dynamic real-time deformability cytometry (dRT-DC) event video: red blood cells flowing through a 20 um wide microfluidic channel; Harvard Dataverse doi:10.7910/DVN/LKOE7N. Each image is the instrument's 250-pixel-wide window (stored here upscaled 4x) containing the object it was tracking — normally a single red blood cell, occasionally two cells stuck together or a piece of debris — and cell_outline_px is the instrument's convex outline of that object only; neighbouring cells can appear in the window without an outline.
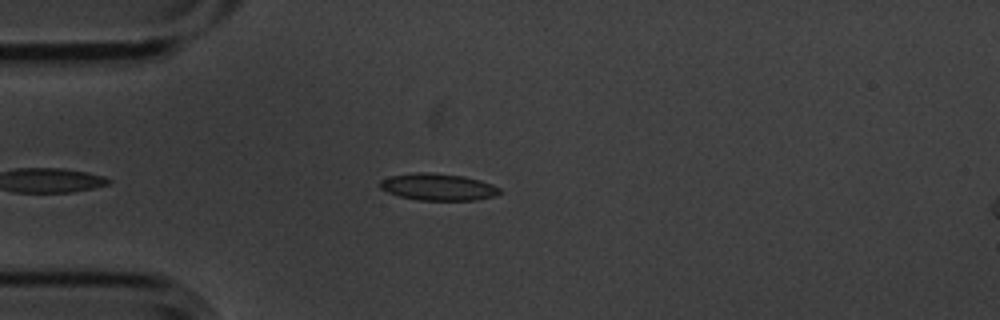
{"species": "common noctule bat (a hibernating species)", "species_latin": "Nyctalus noctula", "temperature_condition": "cold", "stored_images_in_passage": 29, "segment_of_instrument_passage": [1, 2], "camera_frame_rate_fps": 3000, "um_per_image_px": 0.085, "animal": {"sex": "male", "body_mass_g": 20.1, "forearm_length_mm": 53.5}, "frame": {"image": 1, "passage_image": 3, "time_ms": 0.667, "image_size_px": [1000, 320], "cell_outline_px": [[504, 192], [496, 196], [476, 200], [420, 200], [400, 196], [388, 192], [380, 188], [380, 180], [392, 176], [416, 172], [432, 172], [464, 176], [480, 180], [492, 184], [500, 188]], "centroid_in_image_um": [37.3, 15.89], "position_along_channel_um": 47.7, "area_um2": 18.84}}
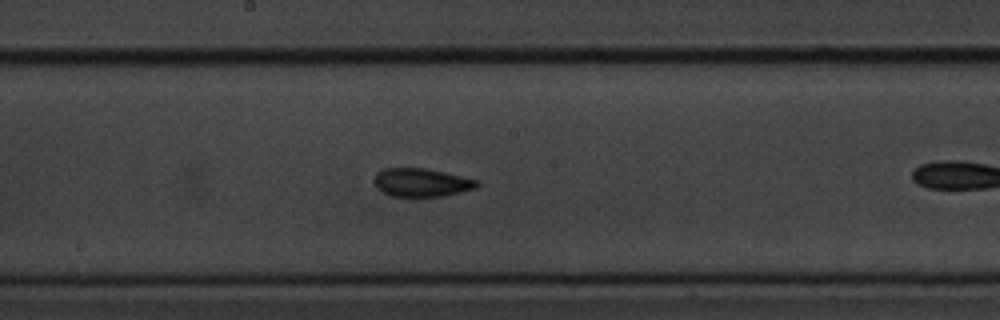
{"frame": {"image": 2, "passage_image": 14, "time_ms": 4.333, "image_size_px": [1000, 320], "cell_outline_px": [[480, 184], [476, 188], [444, 196], [388, 196], [380, 192], [376, 188], [376, 172], [384, 168], [428, 168], [480, 180]], "centroid_in_image_um": [35.85, 15.51], "position_along_channel_um": 212.4, "area_um2": 17.17}}
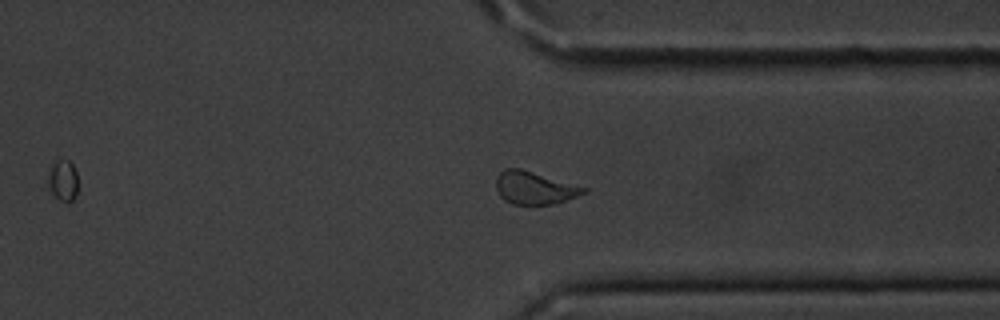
{"frame": {"image": 3, "passage_image": 27, "time_ms": 8.667, "image_size_px": [1000, 320], "cell_outline_px": [[588, 192], [556, 204], [512, 204], [504, 200], [496, 192], [496, 176], [504, 168], [520, 168], [588, 188]], "centroid_in_image_um": [45.41, 15.97], "position_along_channel_um": 366.0, "area_um2": 16.82}}